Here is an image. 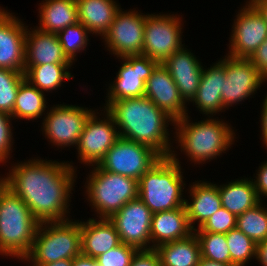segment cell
Returning <instances> with one entry per match:
<instances>
[{"instance_id":"obj_1","label":"cell","mask_w":267,"mask_h":266,"mask_svg":"<svg viewBox=\"0 0 267 266\" xmlns=\"http://www.w3.org/2000/svg\"><path fill=\"white\" fill-rule=\"evenodd\" d=\"M75 175L72 163L35 158L12 165L4 180L41 223L69 220Z\"/></svg>"},{"instance_id":"obj_2","label":"cell","mask_w":267,"mask_h":266,"mask_svg":"<svg viewBox=\"0 0 267 266\" xmlns=\"http://www.w3.org/2000/svg\"><path fill=\"white\" fill-rule=\"evenodd\" d=\"M103 109L113 117L121 138L145 144L162 157L171 156L173 147L167 127L174 121L149 98L112 101Z\"/></svg>"},{"instance_id":"obj_3","label":"cell","mask_w":267,"mask_h":266,"mask_svg":"<svg viewBox=\"0 0 267 266\" xmlns=\"http://www.w3.org/2000/svg\"><path fill=\"white\" fill-rule=\"evenodd\" d=\"M204 118L192 123L188 114L174 122L176 143L194 164L209 162L226 151L235 141L234 129L224 120ZM190 122V123H189Z\"/></svg>"},{"instance_id":"obj_4","label":"cell","mask_w":267,"mask_h":266,"mask_svg":"<svg viewBox=\"0 0 267 266\" xmlns=\"http://www.w3.org/2000/svg\"><path fill=\"white\" fill-rule=\"evenodd\" d=\"M39 221L11 189H0V255L23 260L31 251Z\"/></svg>"},{"instance_id":"obj_5","label":"cell","mask_w":267,"mask_h":266,"mask_svg":"<svg viewBox=\"0 0 267 266\" xmlns=\"http://www.w3.org/2000/svg\"><path fill=\"white\" fill-rule=\"evenodd\" d=\"M175 152L173 150L169 157H161L138 180V197L152 213L172 210L185 204L182 192L186 184Z\"/></svg>"},{"instance_id":"obj_6","label":"cell","mask_w":267,"mask_h":266,"mask_svg":"<svg viewBox=\"0 0 267 266\" xmlns=\"http://www.w3.org/2000/svg\"><path fill=\"white\" fill-rule=\"evenodd\" d=\"M79 220L41 222L37 228L30 253L23 259L32 265L74 259L81 255Z\"/></svg>"},{"instance_id":"obj_7","label":"cell","mask_w":267,"mask_h":266,"mask_svg":"<svg viewBox=\"0 0 267 266\" xmlns=\"http://www.w3.org/2000/svg\"><path fill=\"white\" fill-rule=\"evenodd\" d=\"M92 167L85 193L99 219H109L127 202L138 197L137 180L105 171L99 165Z\"/></svg>"},{"instance_id":"obj_8","label":"cell","mask_w":267,"mask_h":266,"mask_svg":"<svg viewBox=\"0 0 267 266\" xmlns=\"http://www.w3.org/2000/svg\"><path fill=\"white\" fill-rule=\"evenodd\" d=\"M161 157L145 144L120 137L98 165L105 171L138 181Z\"/></svg>"},{"instance_id":"obj_9","label":"cell","mask_w":267,"mask_h":266,"mask_svg":"<svg viewBox=\"0 0 267 266\" xmlns=\"http://www.w3.org/2000/svg\"><path fill=\"white\" fill-rule=\"evenodd\" d=\"M182 20L179 15L147 14L144 27L142 55L162 64L182 44Z\"/></svg>"},{"instance_id":"obj_10","label":"cell","mask_w":267,"mask_h":266,"mask_svg":"<svg viewBox=\"0 0 267 266\" xmlns=\"http://www.w3.org/2000/svg\"><path fill=\"white\" fill-rule=\"evenodd\" d=\"M54 106L42 122L45 138L57 147L77 146L85 123L95 110L64 103Z\"/></svg>"},{"instance_id":"obj_11","label":"cell","mask_w":267,"mask_h":266,"mask_svg":"<svg viewBox=\"0 0 267 266\" xmlns=\"http://www.w3.org/2000/svg\"><path fill=\"white\" fill-rule=\"evenodd\" d=\"M103 115L102 120L94 111L88 117L76 146L78 160L88 166L98 165L120 138L113 117L105 109Z\"/></svg>"},{"instance_id":"obj_12","label":"cell","mask_w":267,"mask_h":266,"mask_svg":"<svg viewBox=\"0 0 267 266\" xmlns=\"http://www.w3.org/2000/svg\"><path fill=\"white\" fill-rule=\"evenodd\" d=\"M138 11L119 10L109 31L102 37L109 52L117 58L142 55L147 15Z\"/></svg>"},{"instance_id":"obj_13","label":"cell","mask_w":267,"mask_h":266,"mask_svg":"<svg viewBox=\"0 0 267 266\" xmlns=\"http://www.w3.org/2000/svg\"><path fill=\"white\" fill-rule=\"evenodd\" d=\"M246 3L232 25L227 55L236 58H250L267 39V22L250 1Z\"/></svg>"},{"instance_id":"obj_14","label":"cell","mask_w":267,"mask_h":266,"mask_svg":"<svg viewBox=\"0 0 267 266\" xmlns=\"http://www.w3.org/2000/svg\"><path fill=\"white\" fill-rule=\"evenodd\" d=\"M152 212L137 197L127 202L109 220L114 224L120 241L138 250L152 249L150 228Z\"/></svg>"},{"instance_id":"obj_15","label":"cell","mask_w":267,"mask_h":266,"mask_svg":"<svg viewBox=\"0 0 267 266\" xmlns=\"http://www.w3.org/2000/svg\"><path fill=\"white\" fill-rule=\"evenodd\" d=\"M225 81L221 93L224 108L237 105L254 95L266 79L259 73L249 58H236L226 55Z\"/></svg>"},{"instance_id":"obj_16","label":"cell","mask_w":267,"mask_h":266,"mask_svg":"<svg viewBox=\"0 0 267 266\" xmlns=\"http://www.w3.org/2000/svg\"><path fill=\"white\" fill-rule=\"evenodd\" d=\"M123 63L120 67L116 80L109 84L107 100L104 107L110 102L144 96L145 83L151 76L157 61L144 55L120 57Z\"/></svg>"},{"instance_id":"obj_17","label":"cell","mask_w":267,"mask_h":266,"mask_svg":"<svg viewBox=\"0 0 267 266\" xmlns=\"http://www.w3.org/2000/svg\"><path fill=\"white\" fill-rule=\"evenodd\" d=\"M21 19L0 7V69L24 72L26 29Z\"/></svg>"},{"instance_id":"obj_18","label":"cell","mask_w":267,"mask_h":266,"mask_svg":"<svg viewBox=\"0 0 267 266\" xmlns=\"http://www.w3.org/2000/svg\"><path fill=\"white\" fill-rule=\"evenodd\" d=\"M144 96L149 98L174 122L188 114L186 103L181 98L170 73L162 64H158L147 79Z\"/></svg>"},{"instance_id":"obj_19","label":"cell","mask_w":267,"mask_h":266,"mask_svg":"<svg viewBox=\"0 0 267 266\" xmlns=\"http://www.w3.org/2000/svg\"><path fill=\"white\" fill-rule=\"evenodd\" d=\"M162 65L174 80L185 103L191 102L197 93L203 69L193 53L182 46L169 56Z\"/></svg>"},{"instance_id":"obj_20","label":"cell","mask_w":267,"mask_h":266,"mask_svg":"<svg viewBox=\"0 0 267 266\" xmlns=\"http://www.w3.org/2000/svg\"><path fill=\"white\" fill-rule=\"evenodd\" d=\"M44 64H73L64 54L57 34L44 32L37 27L26 29L25 67Z\"/></svg>"},{"instance_id":"obj_21","label":"cell","mask_w":267,"mask_h":266,"mask_svg":"<svg viewBox=\"0 0 267 266\" xmlns=\"http://www.w3.org/2000/svg\"><path fill=\"white\" fill-rule=\"evenodd\" d=\"M193 233L185 206L152 214L150 228L152 249L161 244L184 239Z\"/></svg>"},{"instance_id":"obj_22","label":"cell","mask_w":267,"mask_h":266,"mask_svg":"<svg viewBox=\"0 0 267 266\" xmlns=\"http://www.w3.org/2000/svg\"><path fill=\"white\" fill-rule=\"evenodd\" d=\"M89 218L80 221L81 253L84 256L97 258L121 243L114 224L107 218Z\"/></svg>"},{"instance_id":"obj_23","label":"cell","mask_w":267,"mask_h":266,"mask_svg":"<svg viewBox=\"0 0 267 266\" xmlns=\"http://www.w3.org/2000/svg\"><path fill=\"white\" fill-rule=\"evenodd\" d=\"M225 77V61L222 58L210 68L203 69L197 93L191 102L207 117L225 109L221 97Z\"/></svg>"},{"instance_id":"obj_24","label":"cell","mask_w":267,"mask_h":266,"mask_svg":"<svg viewBox=\"0 0 267 266\" xmlns=\"http://www.w3.org/2000/svg\"><path fill=\"white\" fill-rule=\"evenodd\" d=\"M191 202L185 199V209L189 223L195 230V222L199 229L215 212L222 208L218 184L211 182L195 181L189 186ZM193 224V225H192Z\"/></svg>"},{"instance_id":"obj_25","label":"cell","mask_w":267,"mask_h":266,"mask_svg":"<svg viewBox=\"0 0 267 266\" xmlns=\"http://www.w3.org/2000/svg\"><path fill=\"white\" fill-rule=\"evenodd\" d=\"M78 21L101 38L121 9L114 0H76Z\"/></svg>"},{"instance_id":"obj_26","label":"cell","mask_w":267,"mask_h":266,"mask_svg":"<svg viewBox=\"0 0 267 266\" xmlns=\"http://www.w3.org/2000/svg\"><path fill=\"white\" fill-rule=\"evenodd\" d=\"M43 2V3H42ZM40 3L39 30L57 34L78 21L76 0H45Z\"/></svg>"},{"instance_id":"obj_27","label":"cell","mask_w":267,"mask_h":266,"mask_svg":"<svg viewBox=\"0 0 267 266\" xmlns=\"http://www.w3.org/2000/svg\"><path fill=\"white\" fill-rule=\"evenodd\" d=\"M222 207L236 216L254 208L261 201L258 198L253 179H237L225 185H219Z\"/></svg>"},{"instance_id":"obj_28","label":"cell","mask_w":267,"mask_h":266,"mask_svg":"<svg viewBox=\"0 0 267 266\" xmlns=\"http://www.w3.org/2000/svg\"><path fill=\"white\" fill-rule=\"evenodd\" d=\"M161 266H198L200 245L195 233L184 239L161 244L155 248Z\"/></svg>"},{"instance_id":"obj_29","label":"cell","mask_w":267,"mask_h":266,"mask_svg":"<svg viewBox=\"0 0 267 266\" xmlns=\"http://www.w3.org/2000/svg\"><path fill=\"white\" fill-rule=\"evenodd\" d=\"M46 104L44 92L25 79L19 86L11 116L13 119L36 120L43 114L46 115L43 113L47 108Z\"/></svg>"},{"instance_id":"obj_30","label":"cell","mask_w":267,"mask_h":266,"mask_svg":"<svg viewBox=\"0 0 267 266\" xmlns=\"http://www.w3.org/2000/svg\"><path fill=\"white\" fill-rule=\"evenodd\" d=\"M73 64H44L30 66L24 73L25 78L41 92H50L61 87L63 80L73 77L68 71Z\"/></svg>"},{"instance_id":"obj_31","label":"cell","mask_w":267,"mask_h":266,"mask_svg":"<svg viewBox=\"0 0 267 266\" xmlns=\"http://www.w3.org/2000/svg\"><path fill=\"white\" fill-rule=\"evenodd\" d=\"M236 228L256 244L267 239V208L263 207L262 201L237 216Z\"/></svg>"},{"instance_id":"obj_32","label":"cell","mask_w":267,"mask_h":266,"mask_svg":"<svg viewBox=\"0 0 267 266\" xmlns=\"http://www.w3.org/2000/svg\"><path fill=\"white\" fill-rule=\"evenodd\" d=\"M200 245L201 258L231 264L226 234L213 232H194Z\"/></svg>"},{"instance_id":"obj_33","label":"cell","mask_w":267,"mask_h":266,"mask_svg":"<svg viewBox=\"0 0 267 266\" xmlns=\"http://www.w3.org/2000/svg\"><path fill=\"white\" fill-rule=\"evenodd\" d=\"M226 242L230 252L231 265L245 266L252 257L256 258L257 244L237 228L226 233Z\"/></svg>"},{"instance_id":"obj_34","label":"cell","mask_w":267,"mask_h":266,"mask_svg":"<svg viewBox=\"0 0 267 266\" xmlns=\"http://www.w3.org/2000/svg\"><path fill=\"white\" fill-rule=\"evenodd\" d=\"M88 34L91 32L79 22L57 33L63 52L72 63L76 60V54L86 49L89 41Z\"/></svg>"},{"instance_id":"obj_35","label":"cell","mask_w":267,"mask_h":266,"mask_svg":"<svg viewBox=\"0 0 267 266\" xmlns=\"http://www.w3.org/2000/svg\"><path fill=\"white\" fill-rule=\"evenodd\" d=\"M25 79L24 72L0 69V111L13 113L19 86Z\"/></svg>"},{"instance_id":"obj_36","label":"cell","mask_w":267,"mask_h":266,"mask_svg":"<svg viewBox=\"0 0 267 266\" xmlns=\"http://www.w3.org/2000/svg\"><path fill=\"white\" fill-rule=\"evenodd\" d=\"M137 251V248L121 242L95 259L100 266H130Z\"/></svg>"},{"instance_id":"obj_37","label":"cell","mask_w":267,"mask_h":266,"mask_svg":"<svg viewBox=\"0 0 267 266\" xmlns=\"http://www.w3.org/2000/svg\"><path fill=\"white\" fill-rule=\"evenodd\" d=\"M237 216L226 208L215 212L199 229L194 232H213L226 234L236 228Z\"/></svg>"},{"instance_id":"obj_38","label":"cell","mask_w":267,"mask_h":266,"mask_svg":"<svg viewBox=\"0 0 267 266\" xmlns=\"http://www.w3.org/2000/svg\"><path fill=\"white\" fill-rule=\"evenodd\" d=\"M12 116L0 111V163L8 162L7 159L10 157V151L13 146V133L11 120Z\"/></svg>"},{"instance_id":"obj_39","label":"cell","mask_w":267,"mask_h":266,"mask_svg":"<svg viewBox=\"0 0 267 266\" xmlns=\"http://www.w3.org/2000/svg\"><path fill=\"white\" fill-rule=\"evenodd\" d=\"M130 266H161L160 257L155 249L138 250Z\"/></svg>"},{"instance_id":"obj_40","label":"cell","mask_w":267,"mask_h":266,"mask_svg":"<svg viewBox=\"0 0 267 266\" xmlns=\"http://www.w3.org/2000/svg\"><path fill=\"white\" fill-rule=\"evenodd\" d=\"M259 73L267 80V39L249 58Z\"/></svg>"},{"instance_id":"obj_41","label":"cell","mask_w":267,"mask_h":266,"mask_svg":"<svg viewBox=\"0 0 267 266\" xmlns=\"http://www.w3.org/2000/svg\"><path fill=\"white\" fill-rule=\"evenodd\" d=\"M253 184L255 186L260 201L262 196H267V161L259 166Z\"/></svg>"},{"instance_id":"obj_42","label":"cell","mask_w":267,"mask_h":266,"mask_svg":"<svg viewBox=\"0 0 267 266\" xmlns=\"http://www.w3.org/2000/svg\"><path fill=\"white\" fill-rule=\"evenodd\" d=\"M263 105L261 110V131H262V138L263 144H265V147H267V95L266 98L263 99ZM267 149V148H266Z\"/></svg>"},{"instance_id":"obj_43","label":"cell","mask_w":267,"mask_h":266,"mask_svg":"<svg viewBox=\"0 0 267 266\" xmlns=\"http://www.w3.org/2000/svg\"><path fill=\"white\" fill-rule=\"evenodd\" d=\"M255 259L258 260L262 266H267V239L257 244Z\"/></svg>"},{"instance_id":"obj_44","label":"cell","mask_w":267,"mask_h":266,"mask_svg":"<svg viewBox=\"0 0 267 266\" xmlns=\"http://www.w3.org/2000/svg\"><path fill=\"white\" fill-rule=\"evenodd\" d=\"M72 266H100V265L97 263L96 259L81 254L73 259Z\"/></svg>"},{"instance_id":"obj_45","label":"cell","mask_w":267,"mask_h":266,"mask_svg":"<svg viewBox=\"0 0 267 266\" xmlns=\"http://www.w3.org/2000/svg\"><path fill=\"white\" fill-rule=\"evenodd\" d=\"M262 14L267 22V0H249Z\"/></svg>"},{"instance_id":"obj_46","label":"cell","mask_w":267,"mask_h":266,"mask_svg":"<svg viewBox=\"0 0 267 266\" xmlns=\"http://www.w3.org/2000/svg\"><path fill=\"white\" fill-rule=\"evenodd\" d=\"M73 259H61L59 261L41 265H32V266H72Z\"/></svg>"},{"instance_id":"obj_47","label":"cell","mask_w":267,"mask_h":266,"mask_svg":"<svg viewBox=\"0 0 267 266\" xmlns=\"http://www.w3.org/2000/svg\"><path fill=\"white\" fill-rule=\"evenodd\" d=\"M198 266H234V265L214 262V261L201 258Z\"/></svg>"},{"instance_id":"obj_48","label":"cell","mask_w":267,"mask_h":266,"mask_svg":"<svg viewBox=\"0 0 267 266\" xmlns=\"http://www.w3.org/2000/svg\"><path fill=\"white\" fill-rule=\"evenodd\" d=\"M5 185V180L3 177L0 178V189Z\"/></svg>"}]
</instances>
